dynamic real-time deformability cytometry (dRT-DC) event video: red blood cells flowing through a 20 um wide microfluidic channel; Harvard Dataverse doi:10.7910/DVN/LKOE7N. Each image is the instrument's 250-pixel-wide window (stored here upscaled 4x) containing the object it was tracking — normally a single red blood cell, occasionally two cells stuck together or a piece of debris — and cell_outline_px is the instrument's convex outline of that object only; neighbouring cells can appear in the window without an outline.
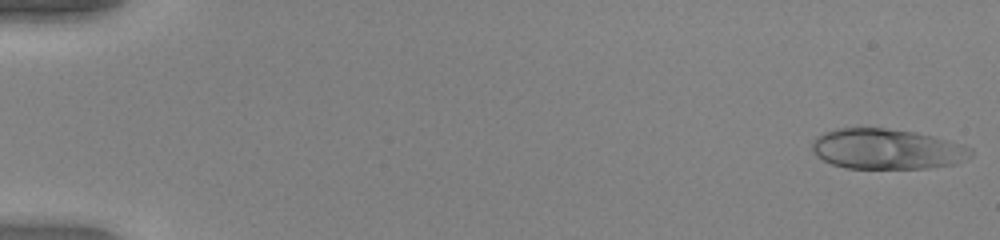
{"species": "human", "species_latin": "Homo sapiens", "temperature_condition": "warm", "stored_images_in_passage": 50, "camera_frame_rate_fps": 3000, "um_per_image_px": 0.085, "donor": {"sex": "female"}, "frame": {"image": 1, "passage_image": 1, "time_ms": 0.0, "image_size_px": [1000, 240], "cell_outline_px": [[972, 156], [956, 164], [928, 168], [844, 168], [832, 164], [816, 156], [812, 152], [812, 140], [816, 136], [824, 132], [836, 128], [884, 128], [916, 132], [932, 136], [960, 144], [972, 148]], "centroid_in_image_um": [75.35, 12.67], "position_along_channel_um": 9.6, "area_um2": 37.45}}
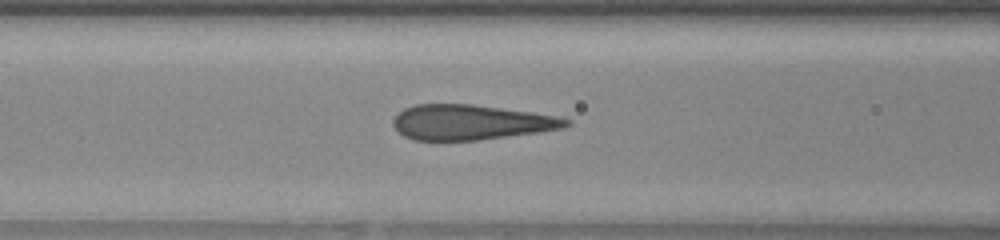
{"frame": {"image": 2, "passage_image": 22, "time_ms": 7.0, "image_size_px": [1000, 240], "cell_outline_px": [[572, 124], [564, 128], [540, 132], [476, 140], [416, 140], [404, 136], [392, 124], [392, 120], [404, 108], [416, 104], [472, 104], [564, 116], [572, 120]], "centroid_in_image_um": [40.11, 10.38], "position_along_channel_um": 126.5, "area_um2": 35.55}}
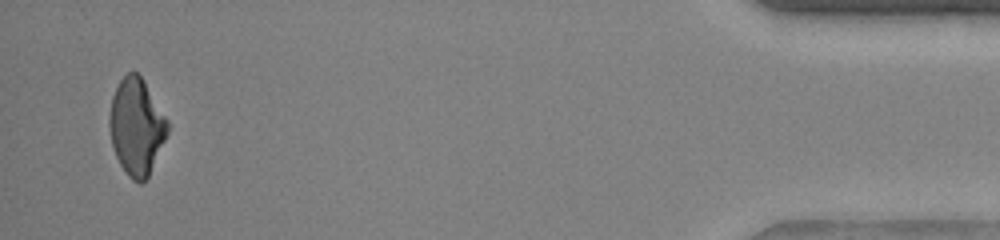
{"frame": {"image": 3, "passage_image": 49, "time_ms": 16.0, "image_size_px": [1000, 240], "cell_outline_px": [[168, 132], [148, 176], [140, 184], [132, 180], [128, 176], [120, 164], [112, 148], [108, 124], [108, 120], [112, 96], [120, 80], [128, 72], [136, 72], [144, 80], [168, 120]], "centroid_in_image_um": [11.58, 10.76], "position_along_channel_um": 423.6, "area_um2": 32.6}, "authors_computed_cell_mechanics": {"area_um2": 36.6452, "velocity_mm_per_s": 4.1078, "shape_relaxation_time_tau1_ms": 5.14, "shape_relaxation_time_tau2_ms": null, "deformation_change_tau1": 0.2055, "deformation_change_tau2": null}}